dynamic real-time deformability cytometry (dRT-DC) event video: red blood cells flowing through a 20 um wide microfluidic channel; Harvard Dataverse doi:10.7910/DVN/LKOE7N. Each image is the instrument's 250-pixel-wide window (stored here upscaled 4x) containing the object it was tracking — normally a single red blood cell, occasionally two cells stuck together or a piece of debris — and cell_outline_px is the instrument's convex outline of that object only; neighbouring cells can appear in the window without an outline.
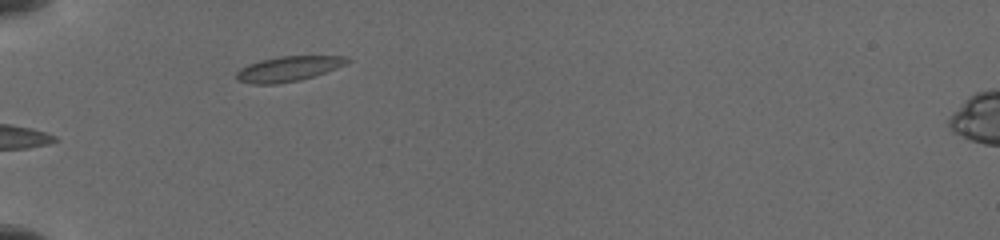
{"species": "common noctule bat (a hibernating species)", "species_latin": "Nyctalus noctula", "temperature_condition": "cold", "stored_images_in_passage": 7, "camera_frame_rate_fps": 3000, "um_per_image_px": 0.085, "animal": {"sex": "female", "body_mass_g": 19.5, "forearm_length_mm": 54.1}, "frame": {"image": 1, "passage_image": 1, "time_ms": 0.0, "image_size_px": [1000, 240], "cell_outline_px": [[352, 60], [336, 68], [300, 80], [276, 84], [252, 84], [236, 80], [236, 72], [240, 68], [248, 64], [260, 60], [280, 56], [344, 56]], "centroid_in_image_um": [24.45, 5.85], "position_along_channel_um": 60.5, "area_um2": 16.07}}
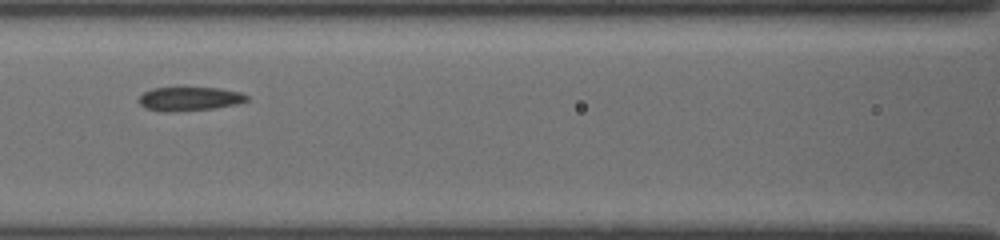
{"frame": {"image": 2, "passage_image": 4, "time_ms": 2.667, "image_size_px": [1000, 240], "cell_outline_px": [[248, 100], [236, 104], [212, 108], [164, 112], [144, 108], [140, 104], [140, 96], [144, 92], [152, 88], [176, 84], [220, 88], [240, 92], [248, 96]], "centroid_in_image_um": [16.06, 8.33], "position_along_channel_um": 150.5, "area_um2": 15.72}}
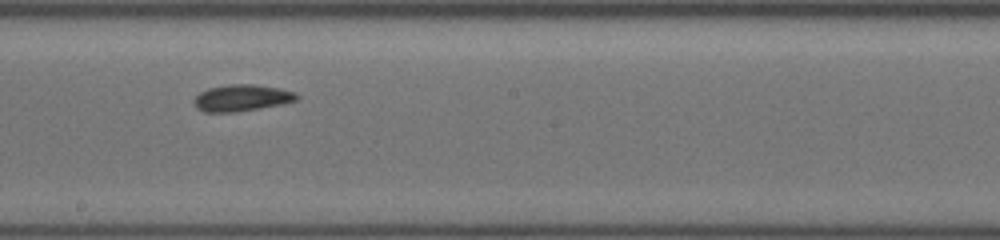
{"frame": {"image": 3, "passage_image": 6, "time_ms": 4.667, "image_size_px": [1000, 240], "cell_outline_px": [[300, 96], [296, 100], [256, 108], [232, 112], [204, 112], [196, 108], [192, 100], [200, 92], [208, 88], [228, 84], [256, 84], [280, 88], [296, 92]], "centroid_in_image_um": [20.5, 8.3], "position_along_channel_um": 227.7, "area_um2": 15.78}}